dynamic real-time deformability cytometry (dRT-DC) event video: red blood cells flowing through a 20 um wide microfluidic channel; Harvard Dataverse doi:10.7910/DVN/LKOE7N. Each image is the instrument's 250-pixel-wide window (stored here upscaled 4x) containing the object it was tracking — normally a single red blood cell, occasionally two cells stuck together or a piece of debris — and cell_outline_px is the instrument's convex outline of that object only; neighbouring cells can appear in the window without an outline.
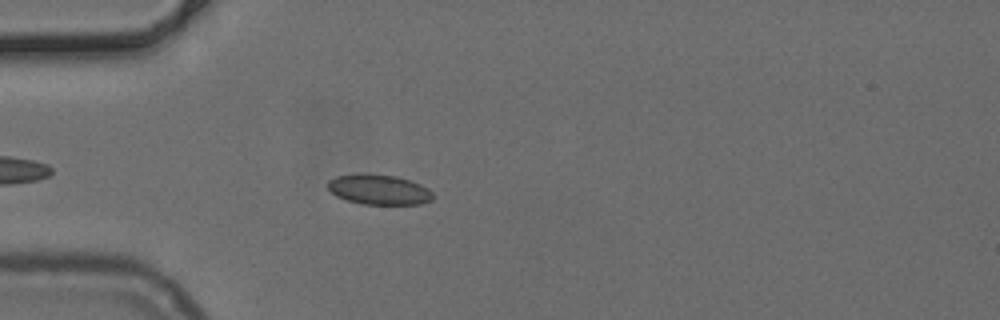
{"species": "common noctule bat (a hibernating species)", "species_latin": "Nyctalus noctula", "temperature_condition": "cold", "stored_images_in_passage": 28, "camera_frame_rate_fps": 3000, "um_per_image_px": 0.085, "animal": {"sex": "female", "body_mass_g": 24.6, "forearm_length_mm": 56.2}, "frame": {"image": 1, "passage_image": 6, "time_ms": 1.667, "image_size_px": [1000, 320], "cell_outline_px": [[432, 200], [420, 204], [364, 204], [348, 200], [336, 196], [328, 188], [328, 180], [336, 176], [396, 176], [420, 184], [428, 188], [432, 192]], "centroid_in_image_um": [32.25, 16.16], "position_along_channel_um": 52.8, "area_um2": 17.63}}
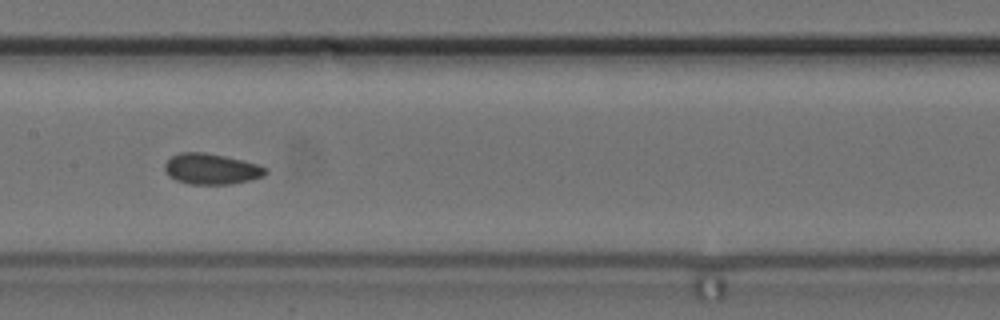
{"frame": {"image": 2, "passage_image": 17, "time_ms": 5.333, "image_size_px": [1000, 320], "cell_outline_px": [[268, 172], [264, 176], [252, 180], [232, 184], [188, 184], [176, 180], [168, 176], [164, 172], [164, 164], [172, 156], [180, 152], [204, 152], [224, 156], [256, 164], [268, 168]], "centroid_in_image_um": [17.95, 14.37], "position_along_channel_um": 189.4, "area_um2": 18.21}}
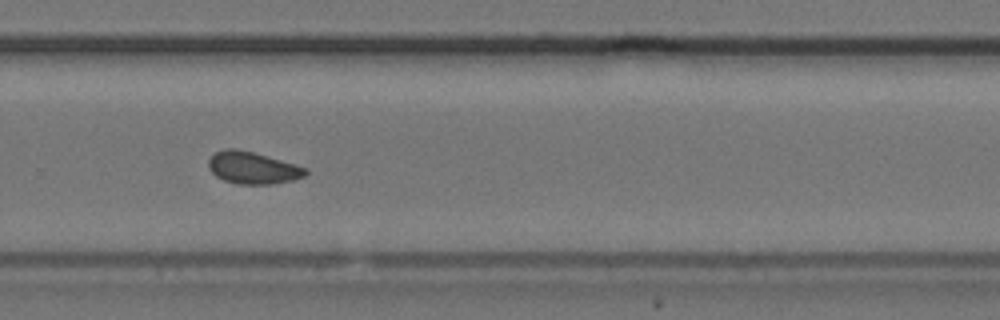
{"frame": {"image": 3, "passage_image": 26, "time_ms": 8.333, "image_size_px": [1000, 320], "cell_outline_px": [[308, 172], [304, 176], [292, 180], [272, 184], [236, 184], [224, 180], [216, 176], [208, 168], [208, 160], [216, 152], [224, 148], [236, 148], [252, 152], [308, 168]], "centroid_in_image_um": [21.46, 14.27], "position_along_channel_um": 308.3, "area_um2": 18.03}}